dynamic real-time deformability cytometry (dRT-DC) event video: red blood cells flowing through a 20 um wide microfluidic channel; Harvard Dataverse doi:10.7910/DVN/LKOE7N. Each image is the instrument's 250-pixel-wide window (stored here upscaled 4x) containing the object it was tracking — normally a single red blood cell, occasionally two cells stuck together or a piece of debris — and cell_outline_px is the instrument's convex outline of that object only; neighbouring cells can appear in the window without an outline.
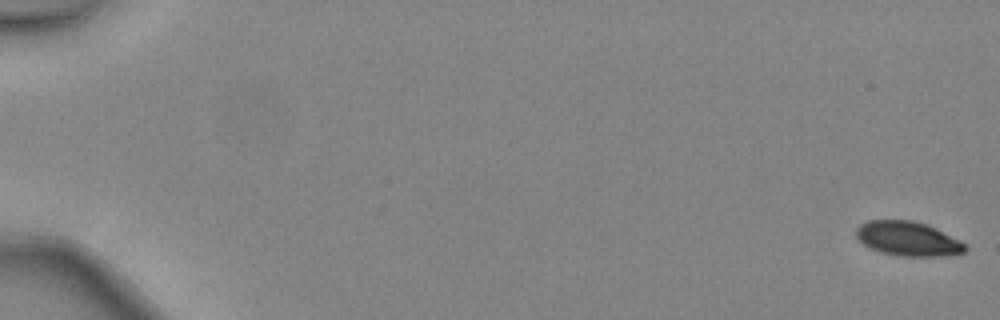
{"species": "common noctule bat (a hibernating species)", "species_latin": "Nyctalus noctula", "temperature_condition": "warm", "stored_images_in_passage": 6, "camera_frame_rate_fps": 3000, "um_per_image_px": 0.085, "animal": {"sex": "female", "body_mass_g": 24.6, "forearm_length_mm": 56.2}, "frame": {"image": 1, "passage_image": 1, "time_ms": 0.0, "image_size_px": [1000, 320], "cell_outline_px": [[968, 248], [964, 252], [956, 256], [900, 256], [880, 252], [864, 244], [856, 236], [856, 228], [860, 224], [868, 220], [912, 220], [936, 228], [960, 240]], "centroid_in_image_um": [77.21, 20.3], "position_along_channel_um": 7.8, "area_um2": 21.91}}
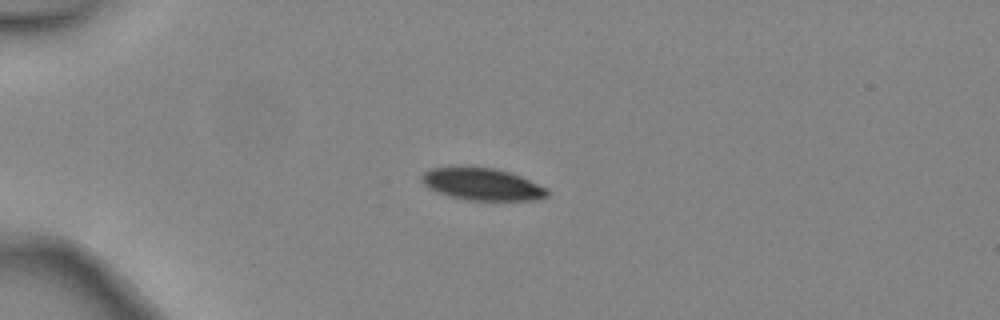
{"frame": {"image": 2, "passage_image": 4, "time_ms": 1.0, "image_size_px": [1000, 320], "cell_outline_px": [[552, 192], [548, 196], [536, 200], [468, 200], [452, 196], [428, 188], [420, 180], [420, 176], [428, 168], [452, 164], [464, 164], [492, 168], [508, 172], [520, 176], [548, 188]], "centroid_in_image_um": [40.94, 15.6], "position_along_channel_um": 44.1, "area_um2": 24.28}}
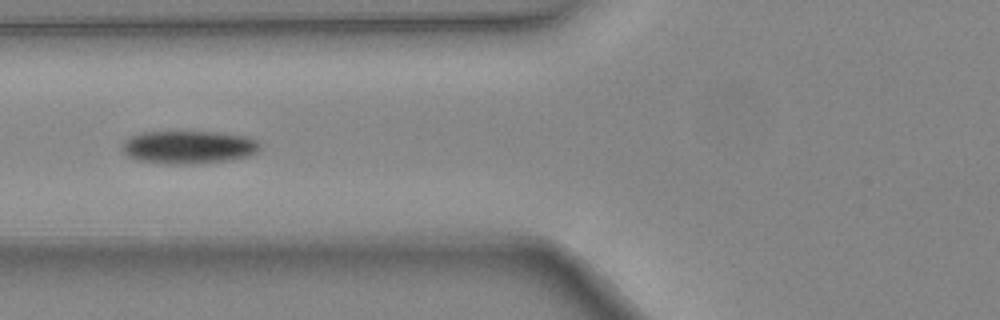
{"frame": {"image": 3, "passage_image": 6, "time_ms": 1.667, "image_size_px": [1000, 320], "cell_outline_px": [[260, 148], [256, 152], [248, 156], [232, 160], [196, 164], [164, 164], [136, 160], [124, 156], [120, 148], [120, 144], [124, 140], [132, 136], [144, 132], [216, 132], [248, 136], [256, 140], [260, 144]], "centroid_in_image_um": [15.98, 12.52], "position_along_channel_um": 109.8, "area_um2": 26.99}}